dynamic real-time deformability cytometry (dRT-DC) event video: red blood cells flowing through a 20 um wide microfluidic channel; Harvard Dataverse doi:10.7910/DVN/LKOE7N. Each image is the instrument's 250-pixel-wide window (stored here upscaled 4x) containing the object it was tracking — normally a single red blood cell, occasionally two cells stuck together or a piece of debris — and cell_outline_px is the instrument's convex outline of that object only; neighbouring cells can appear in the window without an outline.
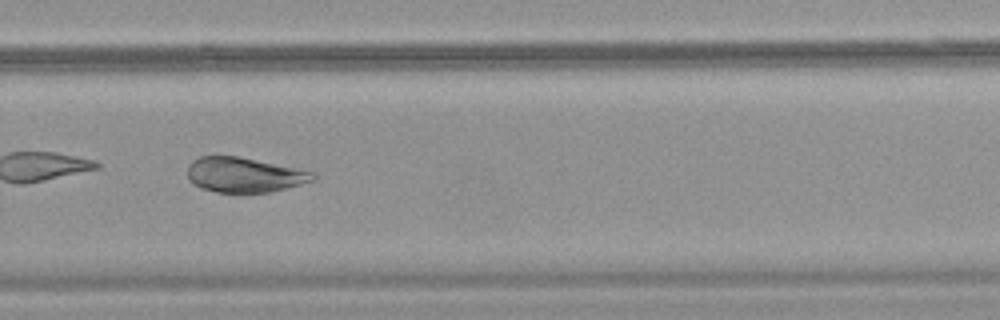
{"species": "common noctule bat (a hibernating species)", "species_latin": "Nyctalus noctula", "temperature_condition": "warm", "stored_images_in_passage": 52, "camera_frame_rate_fps": 3000, "um_per_image_px": 0.085, "animal": {"sex": "female", "body_mass_g": 18.4}, "frame": {"image": 1, "passage_image": 37, "time_ms": 12.0, "image_size_px": [1000, 320], "cell_outline_px": [[316, 180], [268, 192], [244, 196], [236, 196], [216, 192], [200, 188], [192, 184], [188, 180], [188, 164], [192, 160], [200, 156], [240, 156], [316, 172]], "centroid_in_image_um": [20.74, 14.9], "position_along_channel_um": 309.1, "area_um2": 26.53}}